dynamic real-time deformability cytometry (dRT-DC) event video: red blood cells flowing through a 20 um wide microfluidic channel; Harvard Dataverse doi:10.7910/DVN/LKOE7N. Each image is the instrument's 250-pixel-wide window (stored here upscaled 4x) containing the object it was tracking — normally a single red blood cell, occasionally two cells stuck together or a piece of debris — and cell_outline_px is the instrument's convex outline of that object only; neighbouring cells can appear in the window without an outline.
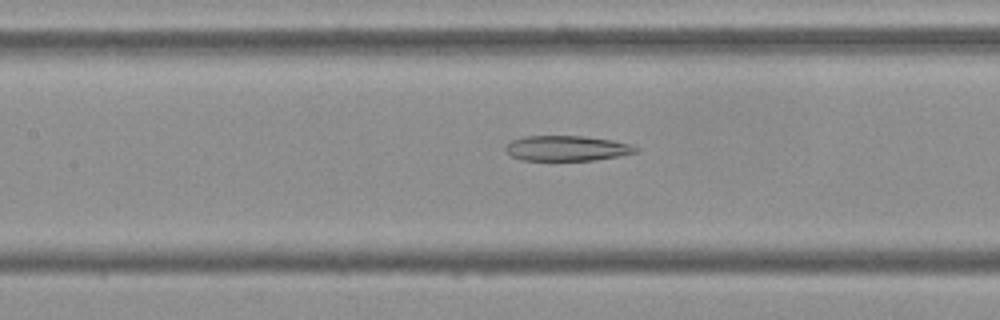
{"species": "Egyptian fruit bat (a non-hibernating species)", "species_latin": "Rousettus aegyptiacus", "temperature_condition": "cold", "stored_images_in_passage": 37, "camera_frame_rate_fps": 3000, "um_per_image_px": 0.085, "frame": {"image": 1, "passage_image": 13, "time_ms": 4.0, "image_size_px": [1000, 320], "cell_outline_px": [[640, 152], [620, 156], [596, 160], [520, 160], [512, 156], [504, 148], [512, 140], [524, 136], [584, 136], [612, 140], [632, 144], [640, 148]], "centroid_in_image_um": [48.26, 12.6], "position_along_channel_um": 159.1, "area_um2": 19.31}}
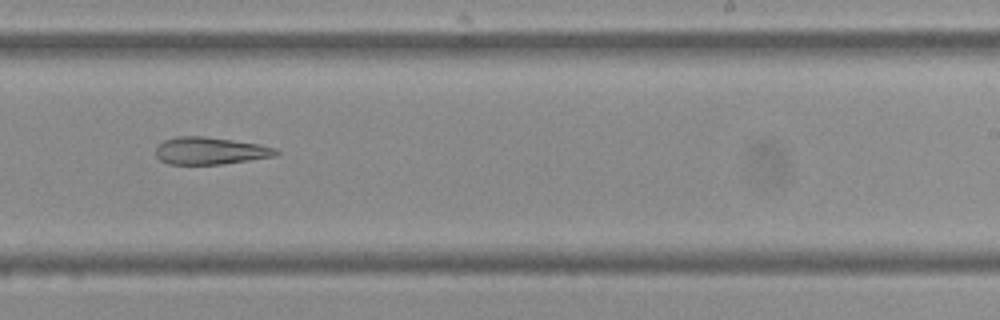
{"frame": {"image": 2, "passage_image": 22, "time_ms": 7.0, "image_size_px": [1000, 320], "cell_outline_px": [[280, 152], [276, 156], [220, 164], [168, 164], [160, 160], [156, 156], [156, 148], [164, 140], [176, 136], [204, 136], [260, 144], [276, 148]], "centroid_in_image_um": [17.87, 12.81], "position_along_channel_um": 271.1, "area_um2": 19.07}}
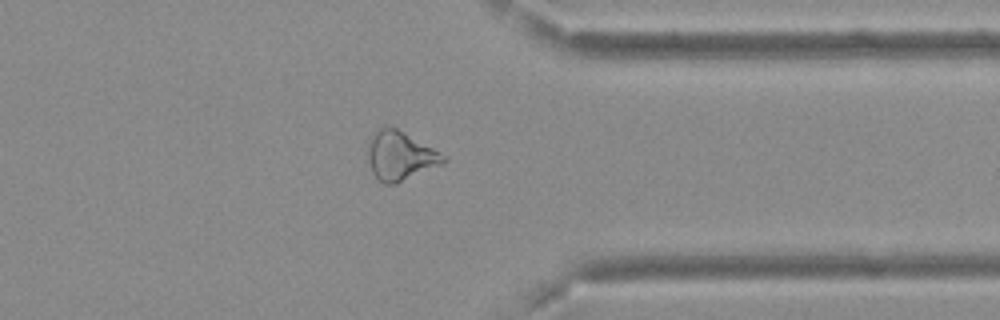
{"frame": {"image": 3, "passage_image": 31, "time_ms": 10.0, "image_size_px": [1000, 320], "cell_outline_px": [[448, 160], [440, 164], [396, 184], [384, 184], [372, 172], [368, 160], [368, 140], [372, 132], [384, 124], [396, 128], [448, 156]], "centroid_in_image_um": [33.98, 13.21], "position_along_channel_um": 377.4, "area_um2": 21.56}, "authors_computed_cell_mechanics": {"area_um2": 20.2878, "velocity_mm_per_s": 3.753, "shape_relaxation_time_tau1_ms": null, "shape_relaxation_time_tau2_ms": 4.4869, "deformation_change_tau1": null, "deformation_change_tau2": 0.1634}}